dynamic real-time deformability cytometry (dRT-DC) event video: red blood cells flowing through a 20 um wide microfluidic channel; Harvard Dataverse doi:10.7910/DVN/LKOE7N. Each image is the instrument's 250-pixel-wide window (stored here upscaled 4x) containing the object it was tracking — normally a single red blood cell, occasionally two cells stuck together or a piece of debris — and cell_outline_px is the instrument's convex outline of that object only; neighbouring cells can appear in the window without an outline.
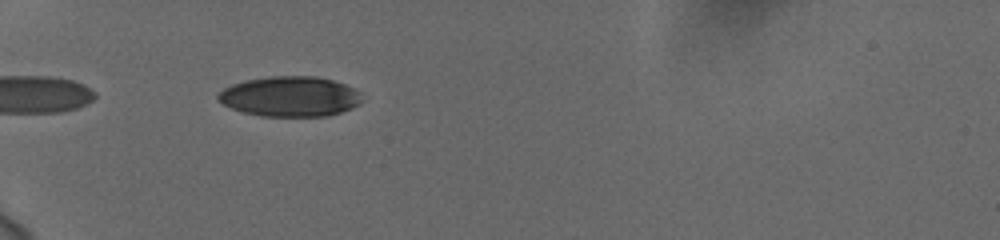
{"species": "human", "species_latin": "Homo sapiens", "temperature_condition": "cold", "stored_images_in_passage": 40, "camera_frame_rate_fps": 3000, "um_per_image_px": 0.085, "donor": {"sex": "female"}, "frame": {"image": 1, "passage_image": 3, "time_ms": 0.667, "image_size_px": [1000, 240], "cell_outline_px": [[364, 100], [360, 104], [352, 108], [328, 116], [260, 116], [244, 112], [232, 108], [216, 100], [216, 96], [224, 88], [232, 84], [248, 80], [272, 76], [316, 76], [332, 80], [356, 88], [360, 92]], "centroid_in_image_um": [24.69, 8.2], "position_along_channel_um": 60.3, "area_um2": 33.81}}
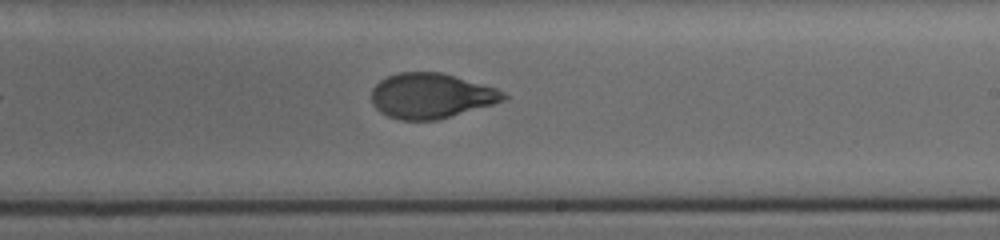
{"frame": {"image": 2, "passage_image": 20, "time_ms": 6.333, "image_size_px": [1000, 240], "cell_outline_px": [[508, 96], [504, 100], [492, 104], [436, 120], [400, 120], [388, 116], [380, 112], [372, 104], [372, 88], [380, 80], [388, 76], [400, 72], [444, 72], [496, 88], [504, 92]], "centroid_in_image_um": [36.62, 8.13], "position_along_channel_um": 252.4, "area_um2": 34.62}}
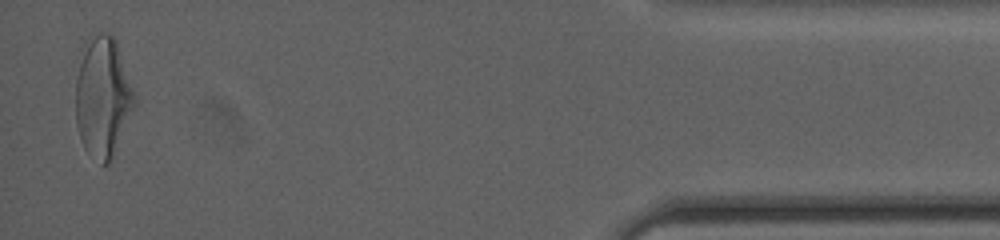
{"frame": {"image": 3, "passage_image": 39, "time_ms": 12.667, "image_size_px": [1000, 240], "cell_outline_px": [[136, 104], [112, 156], [108, 164], [104, 164], [84, 148], [76, 124], [76, 80], [84, 40], [100, 32], [108, 32], [116, 40], [136, 96]], "centroid_in_image_um": [8.74, 8.18], "position_along_channel_um": 426.5, "area_um2": 40.92}, "authors_computed_cell_mechanics": {"area_um2": 35.6048, "velocity_mm_per_s": 3.7123, "shape_relaxation_time_tau1_ms": 4.3586, "shape_relaxation_time_tau2_ms": 1.1587, "deformation_change_tau1": 0.1858, "deformation_change_tau2": 0.0611}}